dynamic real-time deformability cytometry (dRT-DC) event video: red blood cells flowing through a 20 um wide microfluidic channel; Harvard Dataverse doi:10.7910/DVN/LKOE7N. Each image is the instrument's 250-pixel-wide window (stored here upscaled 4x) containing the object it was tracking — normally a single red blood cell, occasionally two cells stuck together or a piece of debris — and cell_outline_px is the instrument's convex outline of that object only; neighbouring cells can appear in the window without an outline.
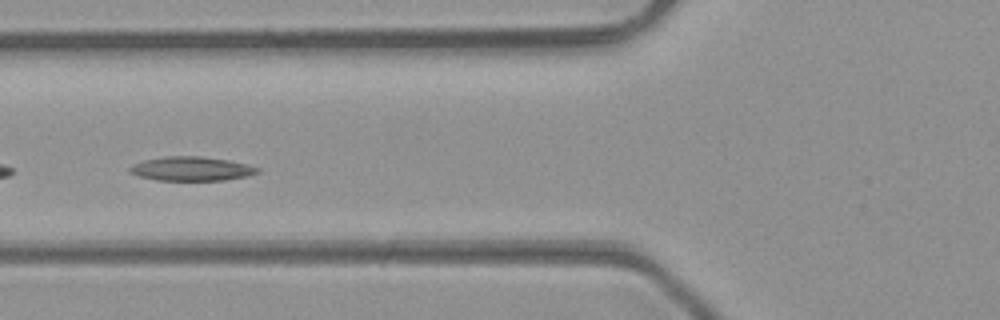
{"species": "common noctule bat (a hibernating species)", "species_latin": "Nyctalus noctula", "temperature_condition": "room temperature", "stored_images_in_passage": 49, "camera_frame_rate_fps": 3000, "um_per_image_px": 0.085, "animal": {"sex": "male", "body_mass_g": 23.1, "forearm_length_mm": 52.7}, "frame": {"image": 1, "passage_image": 19, "time_ms": 6.0, "image_size_px": [1000, 320], "cell_outline_px": [[260, 172], [248, 176], [224, 180], [156, 180], [140, 176], [128, 172], [128, 168], [132, 164], [144, 160], [164, 156], [200, 156], [228, 160], [248, 164], [260, 168]], "centroid_in_image_um": [16.27, 14.34], "position_along_channel_um": 109.5, "area_um2": 18.03}}
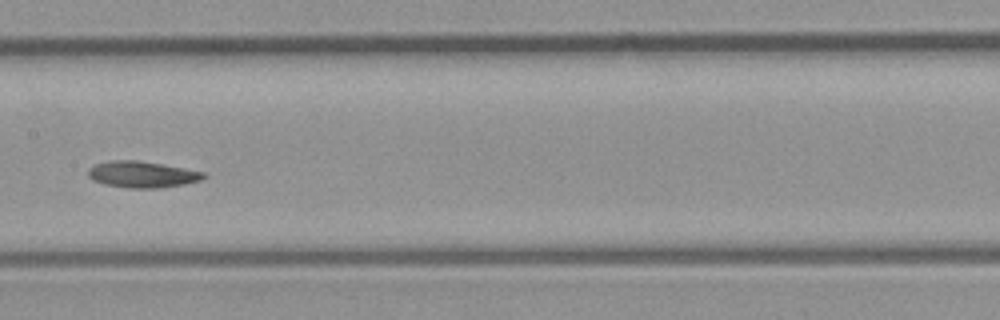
{"frame": {"image": 2, "passage_image": 25, "time_ms": 8.0, "image_size_px": [1000, 320], "cell_outline_px": [[208, 176], [200, 180], [184, 184], [160, 188], [128, 188], [104, 184], [92, 180], [88, 176], [88, 168], [96, 164], [112, 160], [136, 160], [184, 168], [204, 172]], "centroid_in_image_um": [12.07, 14.83], "position_along_channel_um": 195.3, "area_um2": 17.69}}
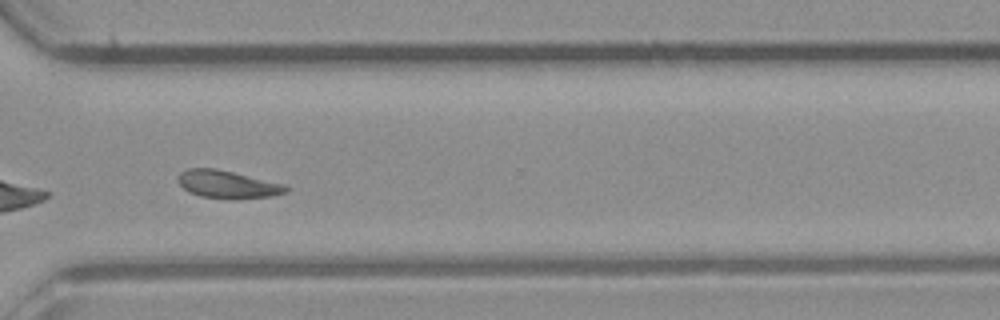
{"frame": {"image": 3, "passage_image": 36, "time_ms": 11.667, "image_size_px": [1000, 320], "cell_outline_px": [[288, 192], [272, 196], [236, 200], [228, 200], [200, 196], [188, 192], [180, 184], [180, 172], [188, 168], [212, 168], [232, 172], [284, 184], [288, 188]], "centroid_in_image_um": [19.36, 15.7], "position_along_channel_um": 351.2, "area_um2": 17.46}}